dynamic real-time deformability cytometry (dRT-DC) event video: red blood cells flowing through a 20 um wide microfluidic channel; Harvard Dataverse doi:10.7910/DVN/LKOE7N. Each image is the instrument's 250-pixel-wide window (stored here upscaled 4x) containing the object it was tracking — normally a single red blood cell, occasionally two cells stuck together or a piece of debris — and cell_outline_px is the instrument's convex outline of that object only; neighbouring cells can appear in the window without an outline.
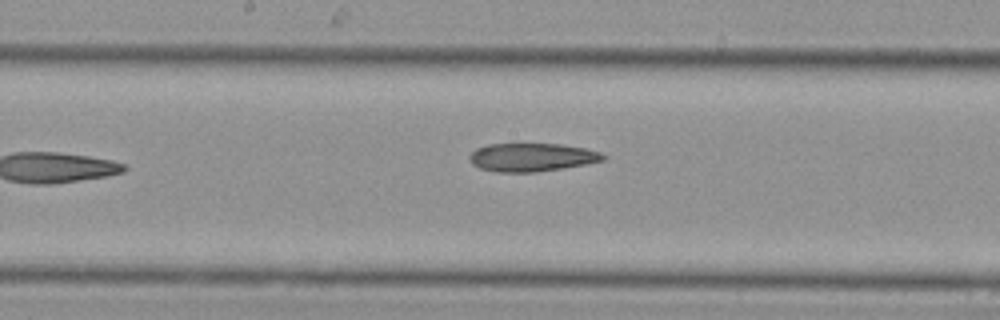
{"species": "Egyptian fruit bat (a non-hibernating species)", "species_latin": "Rousettus aegyptiacus", "temperature_condition": "cold", "stored_images_in_passage": 11, "camera_frame_rate_fps": 3000, "um_per_image_px": 0.085, "animal": {"sex": "female"}, "frame": {"image": 1, "passage_image": 11, "time_ms": 3.333, "image_size_px": [1000, 320], "cell_outline_px": [[604, 160], [584, 164], [536, 172], [496, 172], [480, 168], [472, 164], [468, 160], [468, 156], [476, 148], [488, 144], [560, 144], [584, 148], [600, 152], [604, 156]], "centroid_in_image_um": [45.13, 13.36], "position_along_channel_um": 203.1, "area_um2": 21.85}}